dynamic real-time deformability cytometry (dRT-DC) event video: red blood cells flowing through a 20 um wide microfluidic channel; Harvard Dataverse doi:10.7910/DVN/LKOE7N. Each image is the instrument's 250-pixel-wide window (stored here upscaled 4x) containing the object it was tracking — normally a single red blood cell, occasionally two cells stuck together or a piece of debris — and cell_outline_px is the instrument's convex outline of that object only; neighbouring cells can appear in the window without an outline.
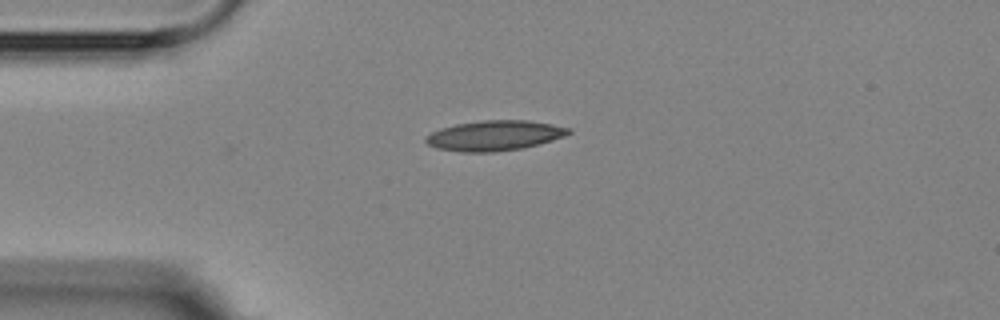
{"species": "Egyptian fruit bat (a non-hibernating species)", "species_latin": "Rousettus aegyptiacus", "temperature_condition": "room temperature", "stored_images_in_passage": 3, "camera_frame_rate_fps": 3000, "um_per_image_px": 0.085, "animal": {"sex": "female"}, "frame": {"image": 1, "passage_image": 1, "time_ms": 0.0, "image_size_px": [1000, 320], "cell_outline_px": [[572, 132], [564, 136], [540, 144], [524, 148], [492, 152], [460, 152], [436, 148], [428, 144], [424, 140], [424, 136], [440, 128], [456, 124], [480, 120], [528, 120], [552, 124], [572, 128]], "centroid_in_image_um": [42.03, 11.52], "position_along_channel_um": 43.0, "area_um2": 25.32}}
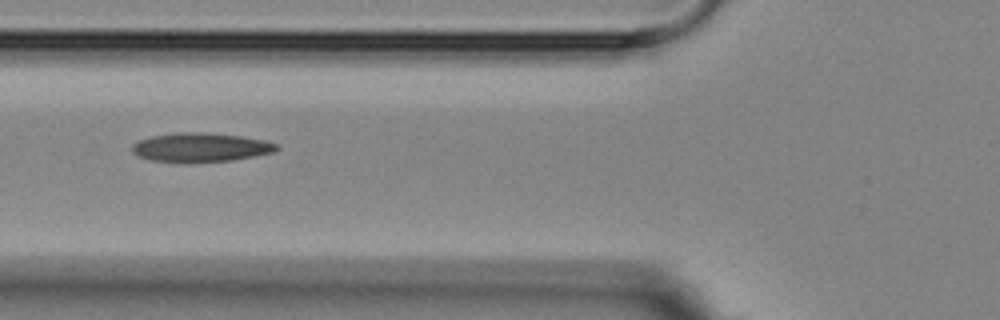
{"frame": {"image": 2, "passage_image": 3, "time_ms": 2.333, "image_size_px": [1000, 320], "cell_outline_px": [[280, 148], [276, 152], [256, 156], [232, 160], [188, 164], [152, 160], [140, 156], [132, 152], [132, 144], [140, 140], [152, 136], [176, 132], [200, 132], [240, 136], [264, 140], [280, 144]], "centroid_in_image_um": [17.1, 12.55], "position_along_channel_um": 108.7, "area_um2": 24.85}}